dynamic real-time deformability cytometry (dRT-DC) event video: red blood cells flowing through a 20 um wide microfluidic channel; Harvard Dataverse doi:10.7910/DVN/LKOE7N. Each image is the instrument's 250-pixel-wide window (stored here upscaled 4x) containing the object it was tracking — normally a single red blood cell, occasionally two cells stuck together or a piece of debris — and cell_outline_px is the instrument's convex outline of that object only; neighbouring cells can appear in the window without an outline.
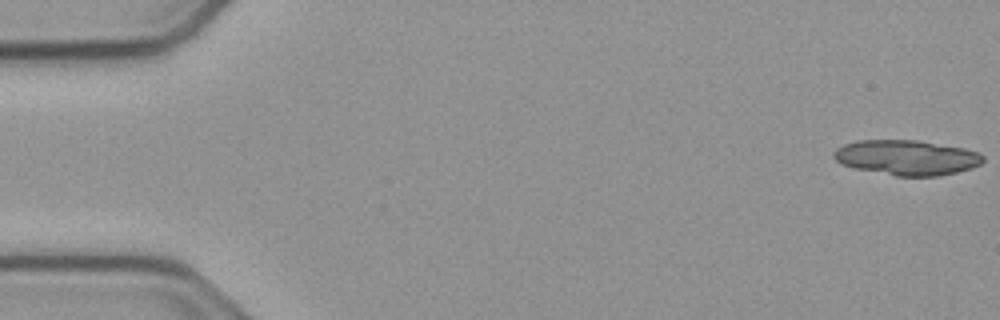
{"species": "common noctule bat (a hibernating species)", "species_latin": "Nyctalus noctula", "temperature_condition": "cold", "stored_images_in_passage": 17, "camera_frame_rate_fps": 3000, "um_per_image_px": 0.085, "animal": {"sex": "male", "body_mass_g": 23.1, "forearm_length_mm": 52.7}, "frame": {"image": 1, "passage_image": 1, "time_ms": 0.0, "image_size_px": [1000, 320], "cell_outline_px": [[984, 160], [980, 164], [972, 168], [956, 172], [936, 176], [896, 176], [856, 168], [844, 164], [836, 160], [832, 156], [836, 148], [844, 144], [856, 140], [916, 140], [964, 148], [976, 152], [984, 156]], "centroid_in_image_um": [77.07, 13.39], "position_along_channel_um": 7.9, "area_um2": 30.29}}